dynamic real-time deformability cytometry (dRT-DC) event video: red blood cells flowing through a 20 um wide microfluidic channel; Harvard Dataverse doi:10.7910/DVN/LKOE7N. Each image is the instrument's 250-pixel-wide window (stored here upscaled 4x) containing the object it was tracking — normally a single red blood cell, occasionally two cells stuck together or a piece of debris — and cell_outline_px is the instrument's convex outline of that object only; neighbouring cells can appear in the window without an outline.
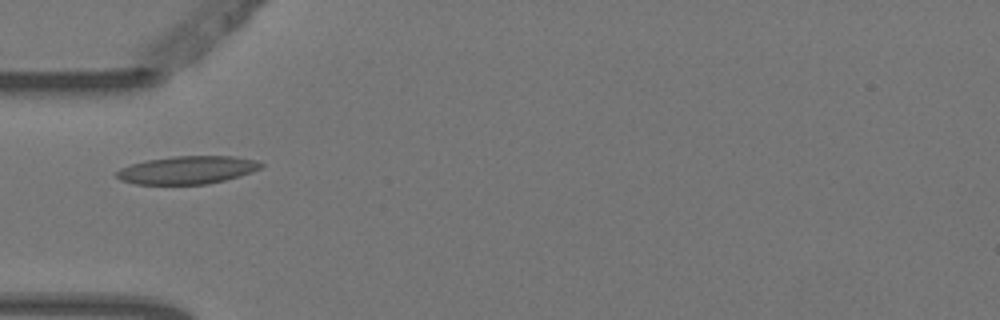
{"species": "Egyptian fruit bat (a non-hibernating species)", "species_latin": "Rousettus aegyptiacus", "temperature_condition": "warm", "stored_images_in_passage": 6, "camera_frame_rate_fps": 3000, "um_per_image_px": 0.085, "animal": {"sex": "female"}, "frame": {"image": 1, "passage_image": 5, "time_ms": 1.333, "image_size_px": [1000, 320], "cell_outline_px": [[264, 164], [260, 168], [252, 172], [240, 176], [208, 184], [136, 184], [120, 180], [116, 176], [116, 172], [120, 168], [144, 160], [172, 156], [232, 156], [256, 160]], "centroid_in_image_um": [15.91, 14.44], "position_along_channel_um": 69.1, "area_um2": 23.52}}
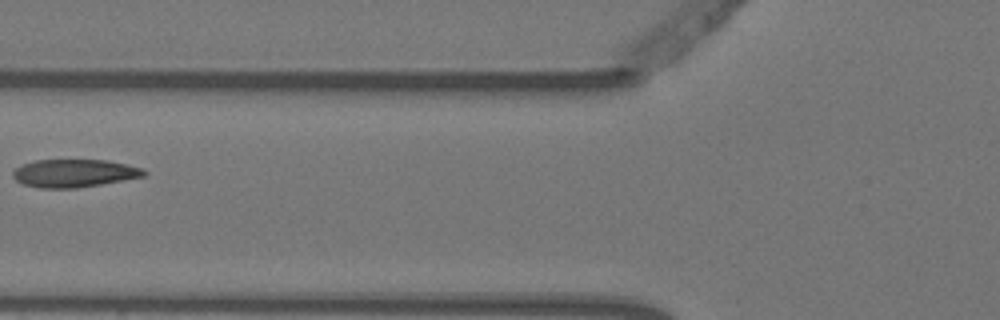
{"frame": {"image": 2, "passage_image": 6, "time_ms": 1.667, "image_size_px": [1000, 320], "cell_outline_px": [[148, 172], [144, 176], [100, 184], [76, 188], [40, 188], [24, 184], [16, 180], [12, 176], [12, 172], [20, 164], [36, 160], [108, 160], [144, 168]], "centroid_in_image_um": [6.3, 14.71], "position_along_channel_um": 119.5, "area_um2": 21.33}}